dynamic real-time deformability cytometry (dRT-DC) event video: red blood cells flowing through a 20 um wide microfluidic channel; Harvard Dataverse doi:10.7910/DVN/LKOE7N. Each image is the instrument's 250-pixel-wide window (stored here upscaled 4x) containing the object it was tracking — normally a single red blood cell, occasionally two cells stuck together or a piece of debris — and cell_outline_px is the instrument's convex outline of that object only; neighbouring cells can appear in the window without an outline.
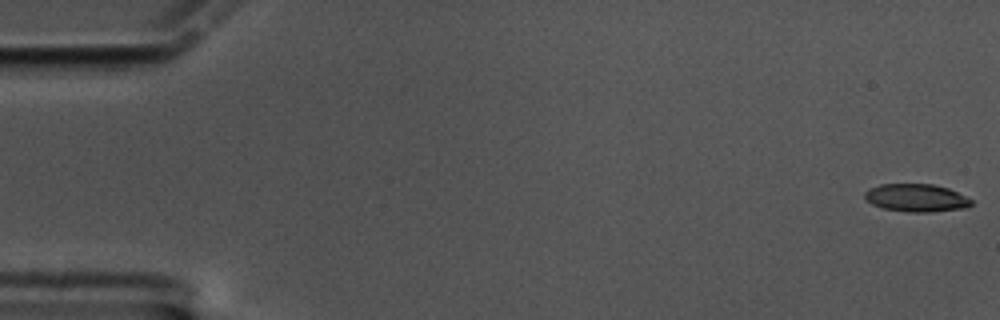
{"species": "common noctule bat (a hibernating species)", "species_latin": "Nyctalus noctula", "temperature_condition": "cold", "stored_images_in_passage": 60, "camera_frame_rate_fps": 3000, "um_per_image_px": 0.085, "animal": {"sex": "male", "body_mass_g": 17.5, "forearm_length_mm": 52.3}, "frame": {"image": 1, "passage_image": 1, "time_ms": 0.0, "image_size_px": [1000, 320], "cell_outline_px": [[972, 204], [968, 208], [928, 212], [908, 212], [884, 208], [872, 204], [864, 200], [864, 192], [868, 188], [880, 184], [932, 184], [948, 188], [972, 200]], "centroid_in_image_um": [77.85, 16.82], "position_along_channel_um": 7.1, "area_um2": 17.34}}
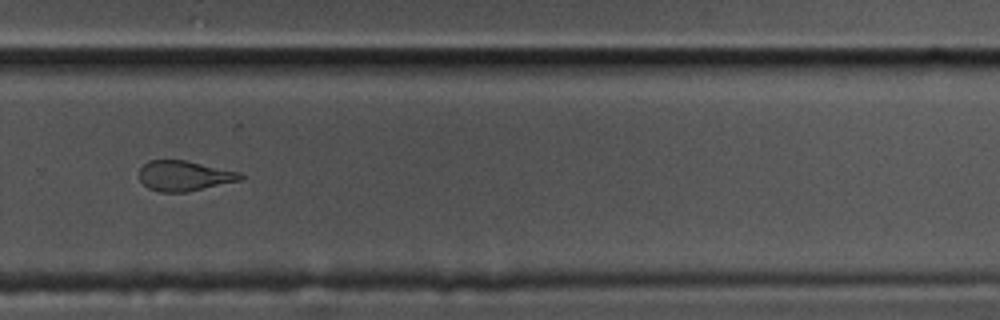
{"frame": {"image": 2, "passage_image": 41, "time_ms": 13.333, "image_size_px": [1000, 320], "cell_outline_px": [[244, 176], [240, 180], [184, 192], [160, 192], [148, 188], [140, 180], [140, 168], [148, 160], [184, 160], [240, 172]], "centroid_in_image_um": [15.63, 14.94], "position_along_channel_um": 314.2, "area_um2": 17.51}}
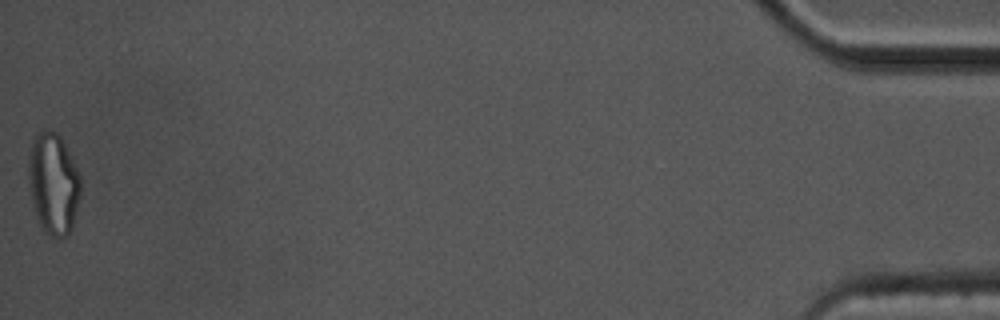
{"frame": {"image": 3, "passage_image": 60, "time_ms": 19.667, "image_size_px": [1000, 320], "cell_outline_px": [[80, 196], [72, 228], [68, 236], [52, 236], [44, 232], [40, 224], [32, 204], [28, 176], [28, 160], [32, 144], [36, 136], [44, 128], [56, 132], [60, 136], [80, 176]], "centroid_in_image_um": [4.53, 15.62], "position_along_channel_um": 430.7, "area_um2": 30.46}, "authors_computed_cell_mechanics": {"area_um2": 18.8139, "velocity_mm_per_s": 3.3747, "shape_relaxation_time_tau1_ms": 8.9304, "shape_relaxation_time_tau2_ms": 3.0362, "deformation_change_tau1": 0.2051, "deformation_change_tau2": 0.1155}}